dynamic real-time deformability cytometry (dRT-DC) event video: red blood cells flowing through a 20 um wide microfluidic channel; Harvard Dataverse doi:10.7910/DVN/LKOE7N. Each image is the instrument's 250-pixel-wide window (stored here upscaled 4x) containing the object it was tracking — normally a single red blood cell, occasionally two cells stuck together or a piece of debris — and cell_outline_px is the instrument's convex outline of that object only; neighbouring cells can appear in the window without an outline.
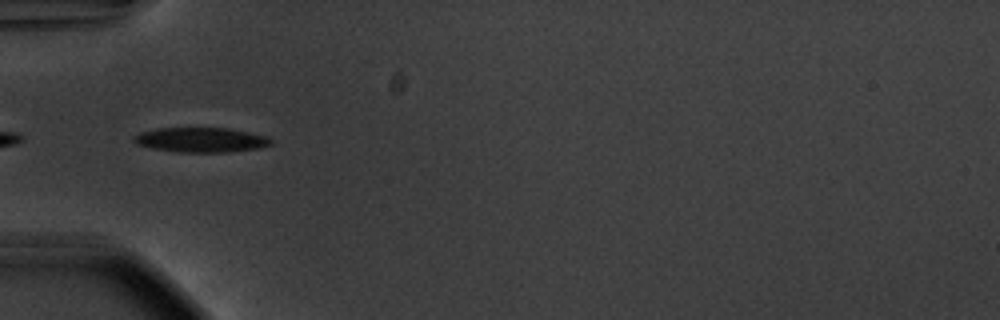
{"species": "common noctule bat (a hibernating species)", "species_latin": "Nyctalus noctula", "temperature_condition": "warm", "stored_images_in_passage": 5, "camera_frame_rate_fps": 3000, "um_per_image_px": 0.085, "animal": {"sex": "male", "body_mass_g": 20.1, "forearm_length_mm": 53.5}, "frame": {"image": 1, "passage_image": 1, "time_ms": 0.0, "image_size_px": [1000, 320], "cell_outline_px": [[272, 144], [256, 148], [224, 152], [176, 152], [152, 148], [136, 144], [132, 140], [132, 136], [140, 132], [156, 128], [228, 128], [268, 136], [272, 140]], "centroid_in_image_um": [17.03, 11.88], "position_along_channel_um": 68.0, "area_um2": 19.77}}